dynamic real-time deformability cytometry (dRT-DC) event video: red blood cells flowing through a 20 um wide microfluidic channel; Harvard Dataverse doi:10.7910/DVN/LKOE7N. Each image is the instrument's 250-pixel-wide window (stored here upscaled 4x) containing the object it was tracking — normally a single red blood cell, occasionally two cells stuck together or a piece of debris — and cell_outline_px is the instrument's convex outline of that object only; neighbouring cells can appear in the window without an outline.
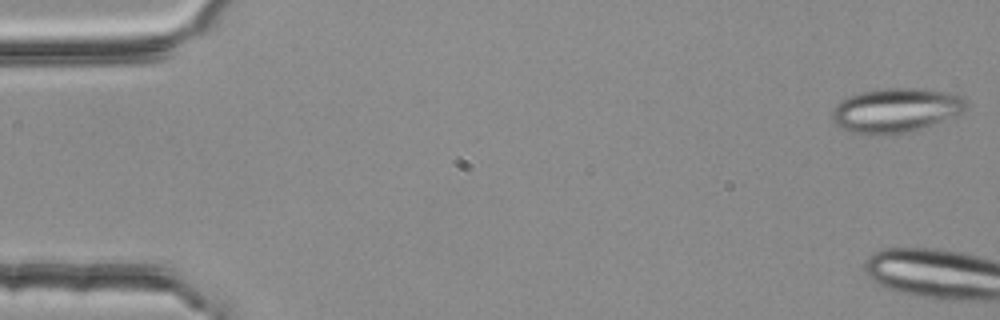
{"species": "common noctule bat (a hibernating species)", "species_latin": "Nyctalus noctula", "temperature_condition": "room temperature", "stored_images_in_passage": 4, "camera_frame_rate_fps": 3000, "um_per_image_px": 0.085, "animal": {"sex": "female", "body_mass_g": 25.1}, "frame": {"image": 1, "passage_image": 1, "time_ms": 0.0, "image_size_px": [1000, 320], "cell_outline_px": [[968, 104], [960, 112], [932, 124], [904, 132], [880, 136], [872, 136], [852, 132], [836, 124], [832, 116], [832, 112], [836, 104], [840, 100], [860, 92], [884, 88], [924, 88], [952, 92], [960, 96]], "centroid_in_image_um": [76.1, 9.35], "position_along_channel_um": 8.9, "area_um2": 34.33}}